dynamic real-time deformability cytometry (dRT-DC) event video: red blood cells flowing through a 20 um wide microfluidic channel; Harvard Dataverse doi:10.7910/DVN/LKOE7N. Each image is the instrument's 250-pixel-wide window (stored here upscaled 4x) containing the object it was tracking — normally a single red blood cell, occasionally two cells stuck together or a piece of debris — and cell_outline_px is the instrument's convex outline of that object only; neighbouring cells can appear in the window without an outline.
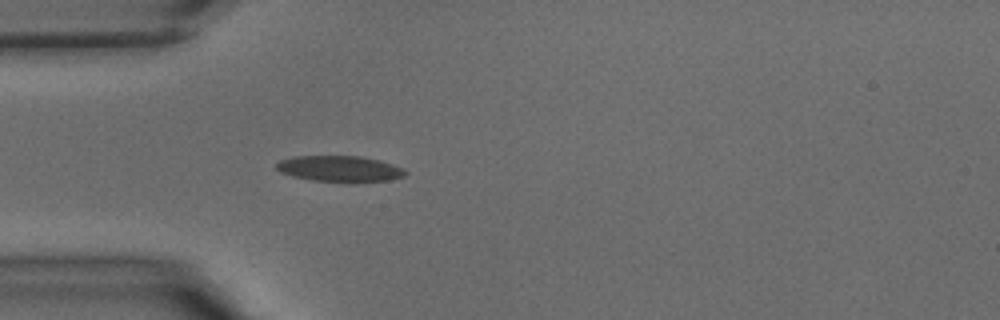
{"species": "common noctule bat (a hibernating species)", "species_latin": "Nyctalus noctula", "temperature_condition": "warm", "stored_images_in_passage": 30, "camera_frame_rate_fps": 3000, "um_per_image_px": 0.085, "animal": {"sex": "male", "body_mass_g": 15.6}, "frame": {"image": 1, "passage_image": 1, "time_ms": 0.0, "image_size_px": [1000, 320], "cell_outline_px": [[408, 172], [404, 176], [392, 180], [352, 184], [312, 180], [292, 176], [280, 172], [276, 168], [276, 164], [280, 160], [296, 156], [360, 156], [380, 160], [404, 168]], "centroid_in_image_um": [28.93, 14.37], "position_along_channel_um": 56.1, "area_um2": 20.11}}
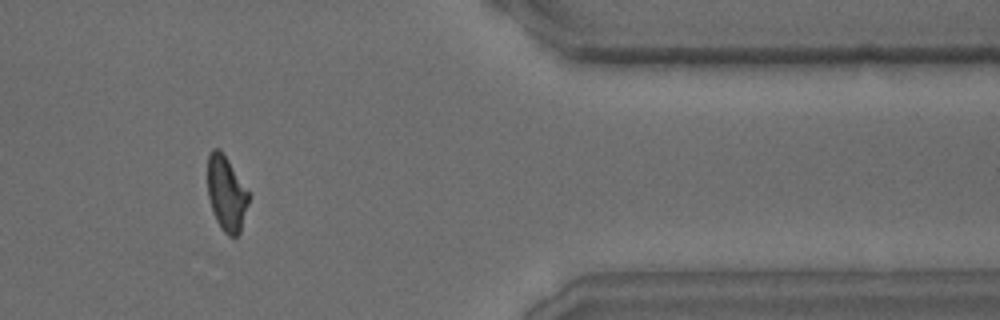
{"frame": {"image": 2, "passage_image": 23, "time_ms": 7.333, "image_size_px": [1000, 320], "cell_outline_px": [[248, 204], [240, 232], [236, 236], [228, 236], [220, 228], [216, 220], [208, 196], [208, 156], [212, 148], [220, 148], [228, 160], [248, 192]], "centroid_in_image_um": [19.23, 16.45], "position_along_channel_um": 392.2, "area_um2": 17.63}}
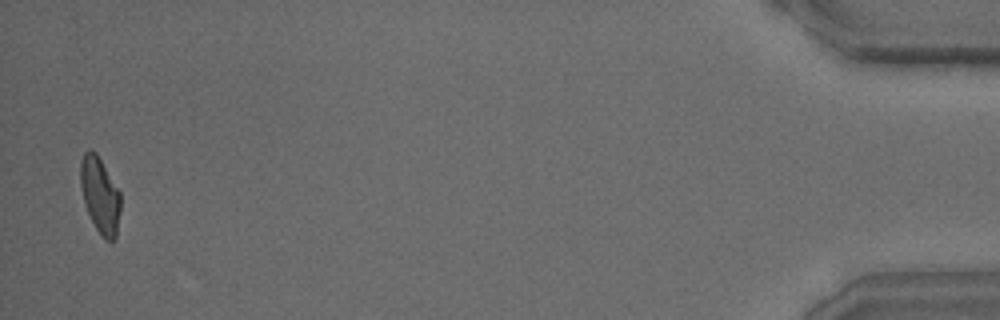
{"frame": {"image": 3, "passage_image": 29, "time_ms": 9.333, "image_size_px": [1000, 320], "cell_outline_px": [[120, 208], [116, 240], [104, 240], [100, 236], [84, 204], [80, 184], [80, 160], [84, 152], [96, 152], [120, 192]], "centroid_in_image_um": [8.5, 16.62], "position_along_channel_um": 426.7, "area_um2": 17.69}}